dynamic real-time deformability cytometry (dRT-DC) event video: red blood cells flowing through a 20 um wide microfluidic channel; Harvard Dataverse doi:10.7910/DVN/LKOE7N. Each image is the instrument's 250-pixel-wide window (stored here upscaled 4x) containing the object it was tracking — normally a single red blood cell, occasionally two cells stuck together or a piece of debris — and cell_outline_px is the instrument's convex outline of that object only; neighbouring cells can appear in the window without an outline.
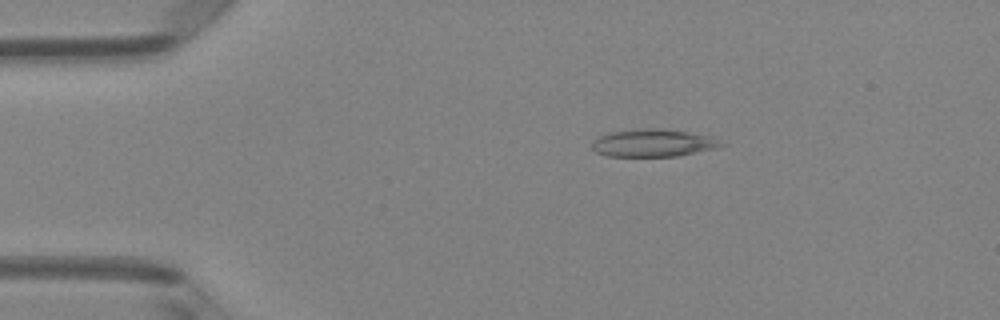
{"species": "Egyptian fruit bat (a non-hibernating species)", "species_latin": "Rousettus aegyptiacus", "temperature_condition": "room temperature", "stored_images_in_passage": 49, "camera_frame_rate_fps": 3000, "um_per_image_px": 0.085, "animal": {"sex": "female"}, "frame": {"image": 1, "passage_image": 9, "time_ms": 2.667, "image_size_px": [1000, 320], "cell_outline_px": [[728, 144], [716, 148], [680, 156], [608, 156], [596, 152], [592, 148], [592, 144], [600, 136], [612, 132], [652, 128], [664, 128], [712, 136]], "centroid_in_image_um": [55.61, 12.16], "position_along_channel_um": 29.4, "area_um2": 20.69}}
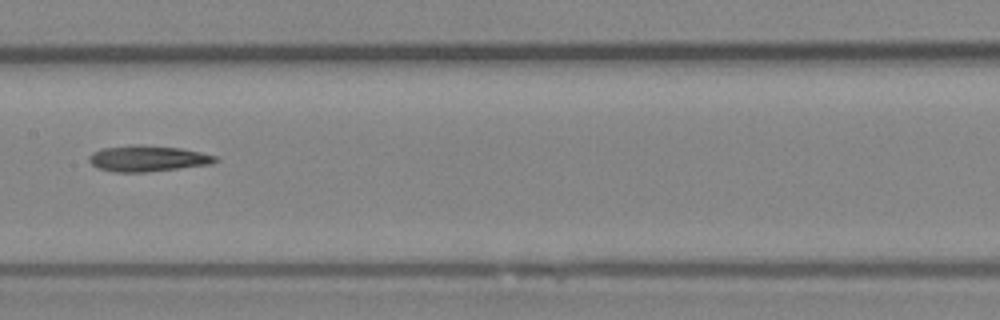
{"frame": {"image": 2, "passage_image": 25, "time_ms": 8.0, "image_size_px": [1000, 320], "cell_outline_px": [[220, 160], [212, 164], [180, 168], [144, 172], [112, 172], [96, 168], [88, 160], [88, 156], [92, 152], [104, 148], [136, 144], [140, 144], [180, 148], [220, 156]], "centroid_in_image_um": [12.57, 13.47], "position_along_channel_um": 194.8, "area_um2": 19.36}}
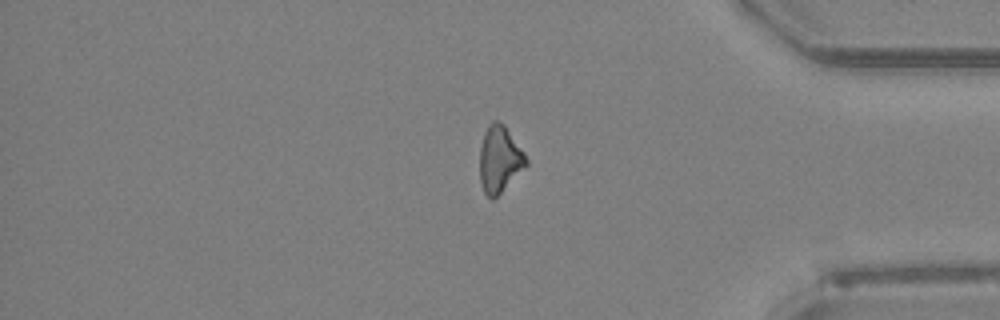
{"frame": {"image": 3, "passage_image": 41, "time_ms": 13.333, "image_size_px": [1000, 320], "cell_outline_px": [[528, 164], [492, 200], [484, 192], [480, 184], [480, 148], [484, 132], [488, 124], [492, 120], [496, 120], [504, 124], [524, 152], [528, 160]], "centroid_in_image_um": [42.45, 13.5], "position_along_channel_um": 392.7, "area_um2": 17.86}}